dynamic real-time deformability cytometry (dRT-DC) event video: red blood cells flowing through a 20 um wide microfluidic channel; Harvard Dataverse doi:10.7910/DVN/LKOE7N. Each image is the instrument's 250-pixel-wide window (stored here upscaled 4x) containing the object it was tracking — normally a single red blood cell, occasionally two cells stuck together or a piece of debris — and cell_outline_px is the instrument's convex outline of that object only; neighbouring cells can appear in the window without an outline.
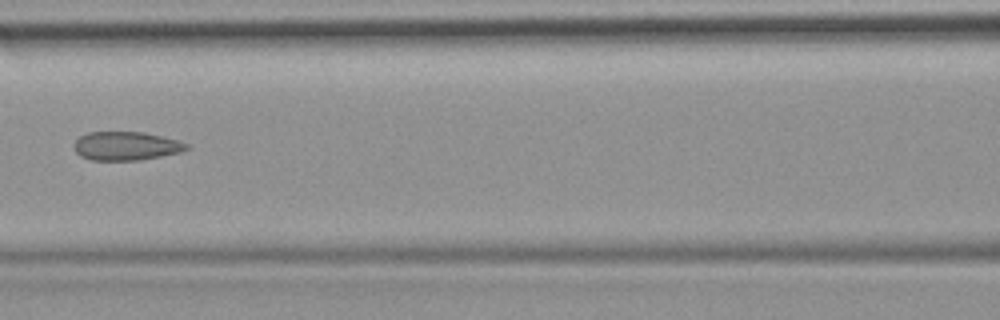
{"species": "common noctule bat (a hibernating species)", "species_latin": "Nyctalus noctula", "temperature_condition": "room temperature", "stored_images_in_passage": 5, "camera_frame_rate_fps": 3000, "um_per_image_px": 0.085, "animal": {"sex": "female", "body_mass_g": 19.9}, "frame": {"image": 1, "passage_image": 3, "time_ms": 3.333, "image_size_px": [1000, 320], "cell_outline_px": [[192, 148], [180, 152], [140, 160], [92, 160], [80, 156], [76, 152], [72, 144], [80, 136], [88, 132], [144, 132], [176, 140], [188, 144]], "centroid_in_image_um": [10.7, 12.41], "position_along_channel_um": 155.9, "area_um2": 18.79}}
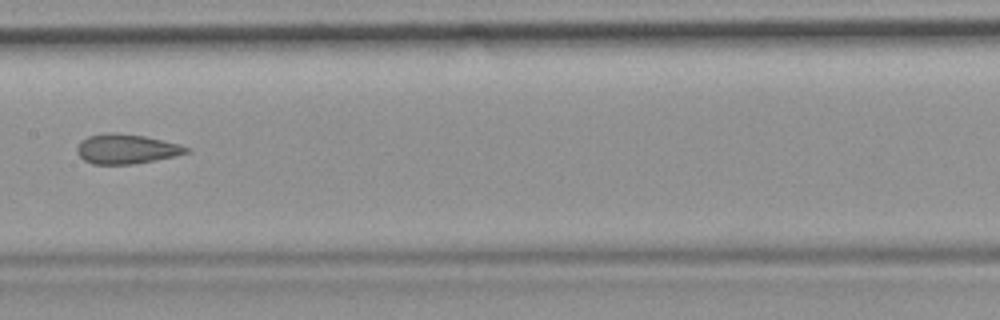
{"frame": {"image": 2, "passage_image": 4, "time_ms": 4.333, "image_size_px": [1000, 320], "cell_outline_px": [[192, 148], [188, 152], [172, 156], [132, 164], [92, 164], [84, 160], [76, 152], [76, 148], [80, 140], [88, 136], [104, 132], [116, 132], [144, 136], [180, 144]], "centroid_in_image_um": [10.69, 12.64], "position_along_channel_um": 196.7, "area_um2": 18.9}}